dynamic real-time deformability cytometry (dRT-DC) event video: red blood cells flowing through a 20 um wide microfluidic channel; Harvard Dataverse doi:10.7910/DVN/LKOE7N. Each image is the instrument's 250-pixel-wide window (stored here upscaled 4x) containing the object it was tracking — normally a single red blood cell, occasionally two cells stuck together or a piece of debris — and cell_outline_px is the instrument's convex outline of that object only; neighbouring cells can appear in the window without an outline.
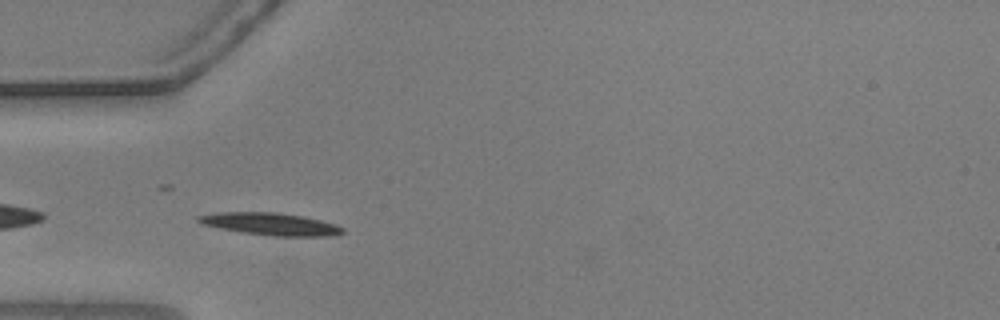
{"species": "common noctule bat (a hibernating species)", "species_latin": "Nyctalus noctula", "temperature_condition": "warm", "stored_images_in_passage": 41, "camera_frame_rate_fps": 3000, "um_per_image_px": 0.085, "animal": {"sex": "male", "body_mass_g": 20.5, "forearm_length_mm": 52.5}, "frame": {"image": 1, "passage_image": 3, "time_ms": 0.667, "image_size_px": [1000, 320], "cell_outline_px": [[344, 232], [336, 236], [272, 236], [244, 232], [220, 228], [200, 224], [196, 220], [196, 216], [216, 212], [276, 212], [300, 216], [320, 220], [336, 224], [344, 228]], "centroid_in_image_um": [22.99, 19.04], "position_along_channel_um": 62.0, "area_um2": 18.79}}
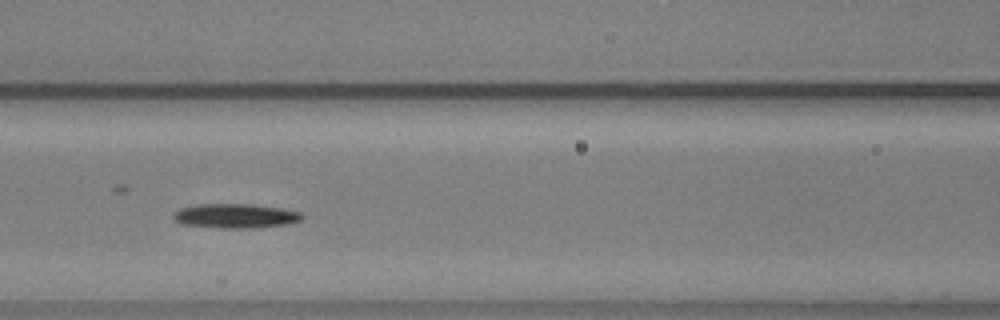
{"frame": {"image": 2, "passage_image": 10, "time_ms": 3.0, "image_size_px": [1000, 320], "cell_outline_px": [[304, 216], [300, 220], [284, 224], [252, 228], [224, 228], [180, 224], [172, 216], [172, 212], [180, 208], [200, 204], [248, 204], [280, 208], [300, 212]], "centroid_in_image_um": [19.95, 18.35], "position_along_channel_um": 146.6, "area_um2": 18.09}}
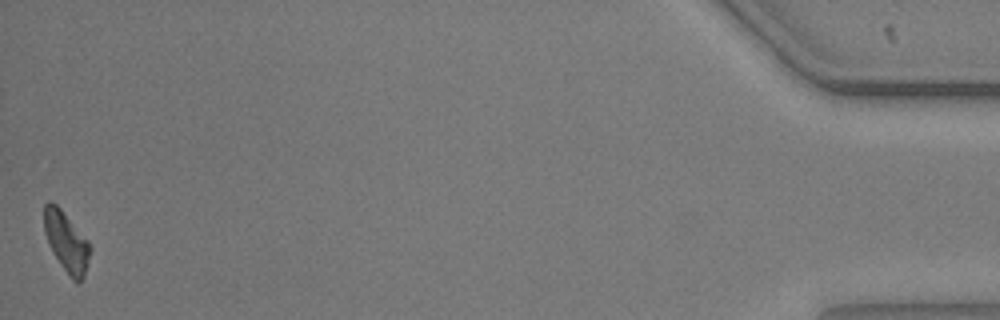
{"frame": {"image": 3, "passage_image": 41, "time_ms": 13.333, "image_size_px": [1000, 320], "cell_outline_px": [[92, 252], [84, 276], [76, 284], [72, 280], [60, 264], [52, 252], [48, 244], [44, 232], [44, 204], [48, 200], [52, 200], [60, 208], [88, 240], [92, 248]], "centroid_in_image_um": [5.65, 20.55], "position_along_channel_um": 429.6, "area_um2": 16.36}, "authors_computed_cell_mechanics": {"area_um2": 17.1088, "velocity_mm_per_s": 3.6554, "shape_relaxation_time_tau1_ms": 3.1498, "shape_relaxation_time_tau2_ms": null, "deformation_change_tau1": 0.1511, "deformation_change_tau2": null}}